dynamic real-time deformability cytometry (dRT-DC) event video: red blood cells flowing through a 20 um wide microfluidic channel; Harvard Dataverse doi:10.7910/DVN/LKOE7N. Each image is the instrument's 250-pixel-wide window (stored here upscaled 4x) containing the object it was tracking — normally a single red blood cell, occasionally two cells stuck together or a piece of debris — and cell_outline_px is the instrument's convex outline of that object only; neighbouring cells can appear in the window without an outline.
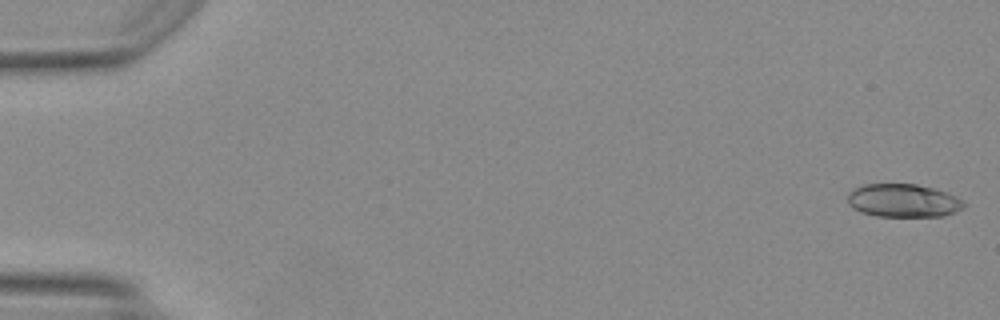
{"species": "Egyptian fruit bat (a non-hibernating species)", "species_latin": "Rousettus aegyptiacus", "temperature_condition": "warm", "stored_images_in_passage": 13, "camera_frame_rate_fps": 3000, "um_per_image_px": 0.085, "animal": {"sex": "female"}, "frame": {"image": 1, "passage_image": 1, "time_ms": 0.0, "image_size_px": [1000, 320], "cell_outline_px": [[964, 204], [956, 212], [944, 216], [876, 216], [860, 212], [852, 208], [848, 204], [848, 192], [864, 184], [916, 184], [948, 192], [964, 200]], "centroid_in_image_um": [76.76, 17.05], "position_along_channel_um": 8.2, "area_um2": 22.54}}